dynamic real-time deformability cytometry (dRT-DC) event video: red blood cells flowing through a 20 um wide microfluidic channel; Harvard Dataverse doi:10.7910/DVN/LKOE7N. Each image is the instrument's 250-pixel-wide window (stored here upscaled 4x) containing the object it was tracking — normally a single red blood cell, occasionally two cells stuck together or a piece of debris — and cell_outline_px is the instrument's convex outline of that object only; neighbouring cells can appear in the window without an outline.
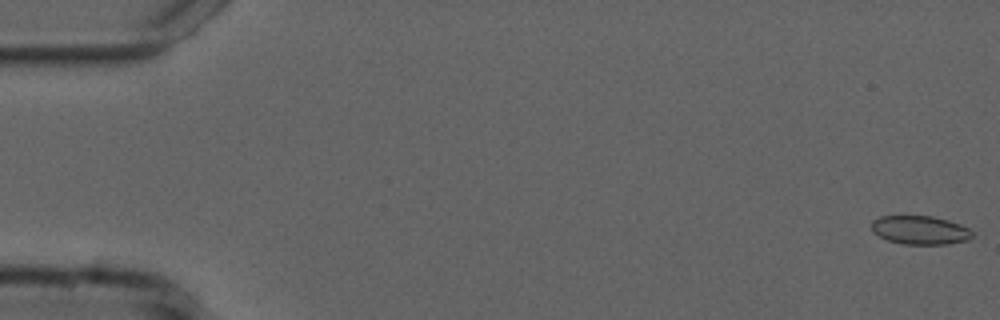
{"species": "common noctule bat (a hibernating species)", "species_latin": "Nyctalus noctula", "temperature_condition": "cold", "stored_images_in_passage": 55, "camera_frame_rate_fps": 3000, "um_per_image_px": 0.085, "animal": {"sex": "male", "forearm_length_mm": 52.5}, "frame": {"image": 1, "passage_image": 1, "time_ms": 0.0, "image_size_px": [1000, 320], "cell_outline_px": [[972, 236], [968, 240], [948, 244], [904, 244], [888, 240], [872, 232], [872, 220], [880, 216], [932, 216], [948, 220], [960, 224], [968, 228], [972, 232]], "centroid_in_image_um": [78.2, 19.55], "position_along_channel_um": 6.8, "area_um2": 16.76}}
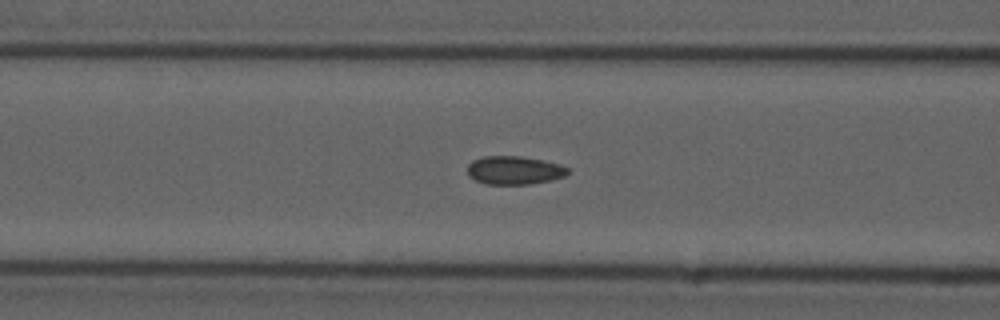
{"frame": {"image": 2, "passage_image": 22, "time_ms": 7.0, "image_size_px": [1000, 320], "cell_outline_px": [[568, 172], [564, 176], [552, 180], [532, 184], [484, 184], [468, 176], [468, 164], [472, 160], [484, 156], [520, 156], [560, 164], [568, 168]], "centroid_in_image_um": [43.69, 14.48], "position_along_channel_um": 122.9, "area_um2": 16.59}}
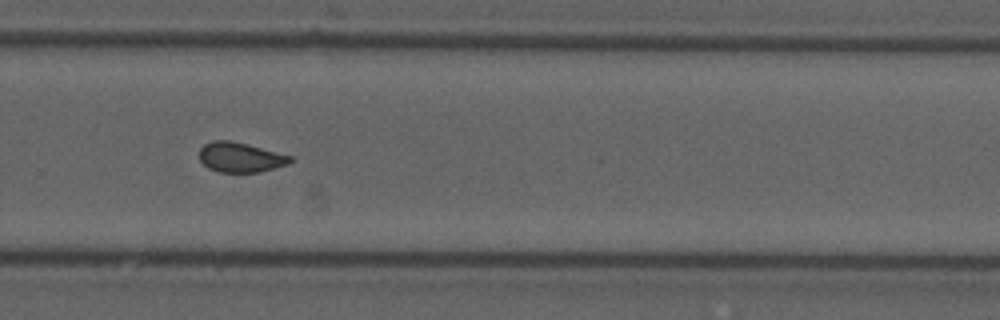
{"frame": {"image": 3, "passage_image": 37, "time_ms": 12.0, "image_size_px": [1000, 320], "cell_outline_px": [[292, 160], [288, 164], [260, 172], [220, 172], [208, 168], [200, 160], [200, 148], [204, 144], [212, 140], [232, 140], [248, 144], [292, 156]], "centroid_in_image_um": [20.42, 13.36], "position_along_channel_um": 309.4, "area_um2": 15.84}, "authors_computed_cell_mechanics": {"area_um2": 16.5886, "velocity_mm_per_s": 3.7348, "shape_relaxation_time_tau1_ms": null, "shape_relaxation_time_tau2_ms": 3.5546, "deformation_change_tau1": null, "deformation_change_tau2": 0.048}}